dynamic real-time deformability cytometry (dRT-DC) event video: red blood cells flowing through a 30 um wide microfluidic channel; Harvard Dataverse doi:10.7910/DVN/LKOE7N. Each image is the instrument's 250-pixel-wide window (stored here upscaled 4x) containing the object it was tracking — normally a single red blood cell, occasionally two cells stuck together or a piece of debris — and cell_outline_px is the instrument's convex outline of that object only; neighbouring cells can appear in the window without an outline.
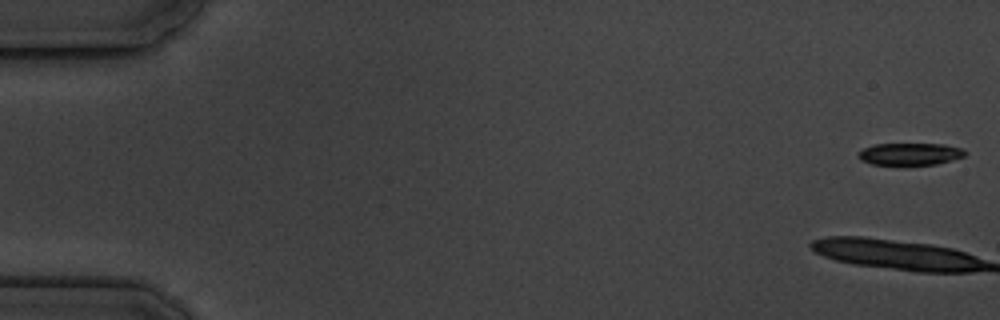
{"species": "common noctule bat (a hibernating species)", "species_latin": "Nyctalus noctula", "temperature_condition": "cold", "stored_images_in_passage": 6, "camera_frame_rate_fps": 3000, "um_per_image_px": 0.085, "animal": {"sex": "male", "body_mass_g": 19.5, "forearm_length_mm": 54.6}, "frame": {"image": 1, "passage_image": 1, "time_ms": 0.0, "image_size_px": [1000, 320], "cell_outline_px": [[968, 152], [964, 156], [952, 160], [936, 164], [904, 168], [872, 164], [860, 160], [856, 156], [864, 148], [876, 144], [944, 144], [960, 148]], "centroid_in_image_um": [77.32, 13.14], "position_along_channel_um": 7.7, "area_um2": 14.51}}